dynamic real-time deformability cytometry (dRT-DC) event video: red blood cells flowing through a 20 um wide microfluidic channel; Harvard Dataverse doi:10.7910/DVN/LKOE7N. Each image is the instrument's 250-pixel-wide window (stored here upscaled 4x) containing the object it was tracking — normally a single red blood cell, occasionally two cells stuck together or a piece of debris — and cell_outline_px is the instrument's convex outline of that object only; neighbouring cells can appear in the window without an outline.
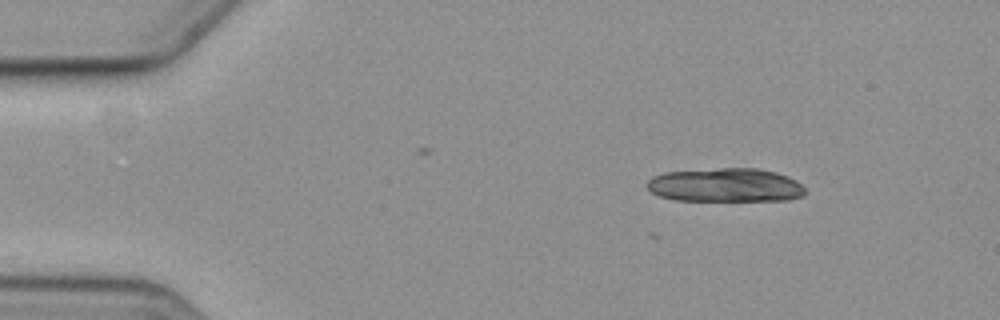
{"species": "common noctule bat (a hibernating species)", "species_latin": "Nyctalus noctula", "temperature_condition": "cold", "stored_images_in_passage": 9, "camera_frame_rate_fps": 3000, "um_per_image_px": 0.085, "animal": {"sex": "female", "body_mass_g": 19.3, "forearm_length_mm": 54.1}, "frame": {"image": 1, "passage_image": 2, "time_ms": 0.333, "image_size_px": [1000, 320], "cell_outline_px": [[804, 196], [788, 200], [676, 200], [660, 196], [652, 192], [648, 188], [648, 180], [652, 176], [664, 172], [720, 168], [756, 168], [776, 172], [788, 176], [796, 180], [804, 188]], "centroid_in_image_um": [61.68, 15.73], "position_along_channel_um": 23.3, "area_um2": 31.04}}